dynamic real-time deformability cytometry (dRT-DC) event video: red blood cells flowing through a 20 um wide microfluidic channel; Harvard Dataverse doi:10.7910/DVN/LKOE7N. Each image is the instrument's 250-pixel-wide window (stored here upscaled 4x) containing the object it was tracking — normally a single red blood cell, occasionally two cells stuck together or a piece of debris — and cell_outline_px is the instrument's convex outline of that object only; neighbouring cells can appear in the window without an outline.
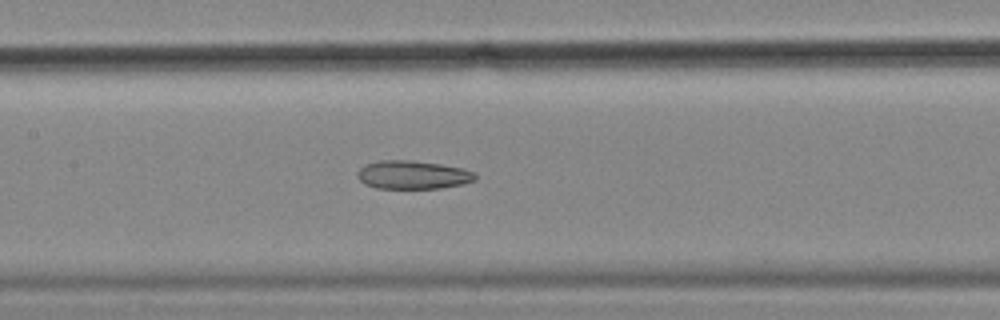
{"species": "common noctule bat (a hibernating species)", "species_latin": "Nyctalus noctula", "temperature_condition": "cold", "stored_images_in_passage": 42, "camera_frame_rate_fps": 3000, "um_per_image_px": 0.085, "animal": {"sex": "female", "body_mass_g": 18.4}, "frame": {"image": 1, "passage_image": 19, "time_ms": 6.0, "image_size_px": [1000, 320], "cell_outline_px": [[476, 180], [460, 184], [440, 188], [376, 188], [364, 184], [356, 176], [356, 172], [364, 164], [380, 160], [412, 160], [440, 164], [460, 168], [472, 172], [476, 176]], "centroid_in_image_um": [35.01, 14.85], "position_along_channel_um": 172.4, "area_um2": 19.42}}
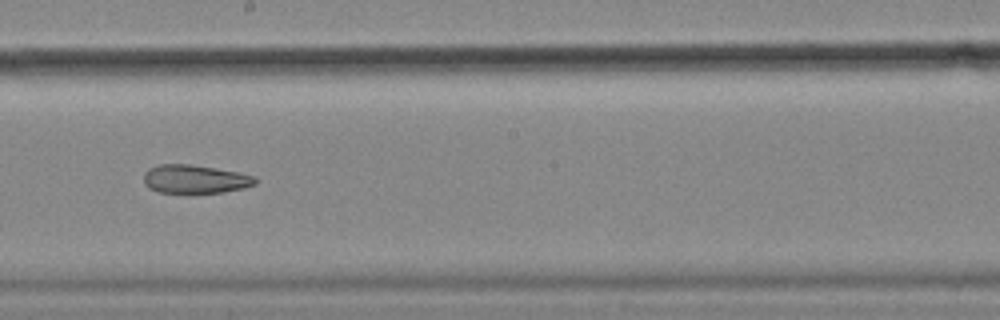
{"frame": {"image": 2, "passage_image": 24, "time_ms": 7.667, "image_size_px": [1000, 320], "cell_outline_px": [[256, 184], [244, 188], [220, 192], [160, 192], [148, 188], [144, 184], [144, 172], [148, 168], [160, 164], [192, 164], [236, 172], [256, 176]], "centroid_in_image_um": [16.55, 15.21], "position_along_channel_um": 231.7, "area_um2": 18.38}, "authors_computed_cell_mechanics": {"area_um2": 20.6346, "velocity_mm_per_s": 3.5818, "shape_relaxation_time_tau1_ms": null, "shape_relaxation_time_tau2_ms": 6.8671, "deformation_change_tau1": null, "deformation_change_tau2": 0.1549}}